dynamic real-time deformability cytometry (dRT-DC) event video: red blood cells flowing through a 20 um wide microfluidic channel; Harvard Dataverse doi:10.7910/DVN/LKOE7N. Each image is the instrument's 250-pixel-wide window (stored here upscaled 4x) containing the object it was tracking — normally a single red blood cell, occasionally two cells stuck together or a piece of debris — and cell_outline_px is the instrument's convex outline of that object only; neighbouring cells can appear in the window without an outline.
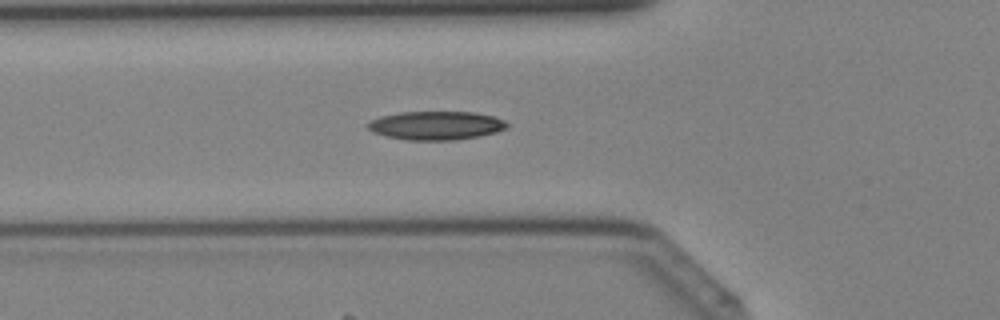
{"species": "Egyptian fruit bat (a non-hibernating species)", "species_latin": "Rousettus aegyptiacus", "temperature_condition": "cold", "stored_images_in_passage": 41, "camera_frame_rate_fps": 3000, "um_per_image_px": 0.085, "animal": {"sex": "female"}, "frame": {"image": 1, "passage_image": 15, "time_ms": 4.667, "image_size_px": [1000, 320], "cell_outline_px": [[508, 128], [496, 132], [476, 136], [452, 140], [408, 140], [388, 136], [372, 132], [368, 128], [368, 124], [372, 120], [380, 116], [400, 112], [472, 112], [492, 116], [504, 120], [508, 124]], "centroid_in_image_um": [37.07, 10.66], "position_along_channel_um": 88.7, "area_um2": 22.95}}
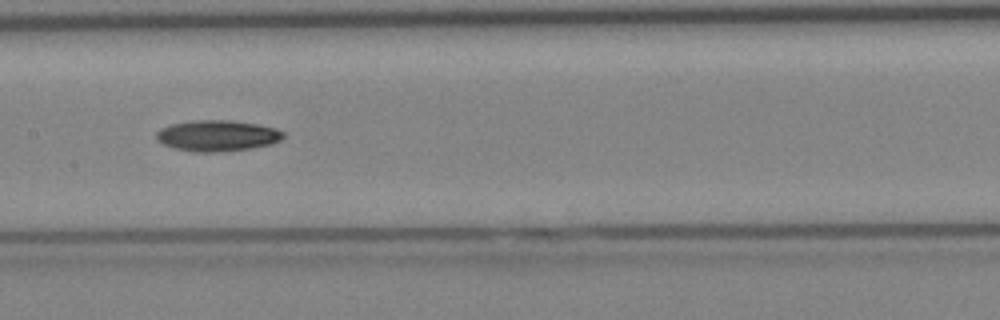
{"frame": {"image": 2, "passage_image": 21, "time_ms": 6.667, "image_size_px": [1000, 320], "cell_outline_px": [[284, 136], [280, 140], [272, 144], [252, 148], [220, 152], [192, 152], [176, 148], [164, 144], [156, 140], [156, 132], [160, 128], [172, 124], [192, 120], [228, 120], [256, 124], [276, 128], [284, 132]], "centroid_in_image_um": [18.47, 11.53], "position_along_channel_um": 188.9, "area_um2": 23.0}}
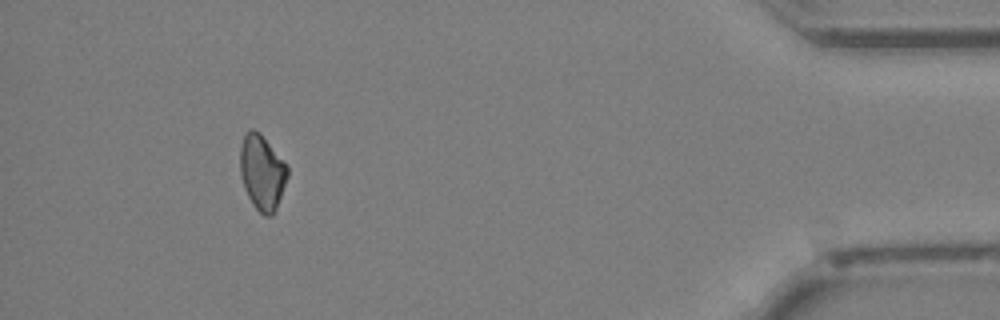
{"frame": {"image": 3, "passage_image": 38, "time_ms": 12.333, "image_size_px": [1000, 320], "cell_outline_px": [[288, 176], [276, 208], [272, 216], [264, 216], [252, 204], [244, 188], [240, 176], [240, 144], [244, 132], [248, 128], [252, 128], [260, 132], [288, 168]], "centroid_in_image_um": [22.24, 14.62], "position_along_channel_um": 413.0, "area_um2": 20.75}}